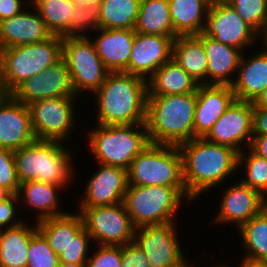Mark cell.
Wrapping results in <instances>:
<instances>
[{"instance_id":"9c48e42d","label":"cell","mask_w":267,"mask_h":267,"mask_svg":"<svg viewBox=\"0 0 267 267\" xmlns=\"http://www.w3.org/2000/svg\"><path fill=\"white\" fill-rule=\"evenodd\" d=\"M62 59L68 67L77 96L83 95L86 91L92 95L110 73L88 36L63 37Z\"/></svg>"},{"instance_id":"8d00e7d4","label":"cell","mask_w":267,"mask_h":267,"mask_svg":"<svg viewBox=\"0 0 267 267\" xmlns=\"http://www.w3.org/2000/svg\"><path fill=\"white\" fill-rule=\"evenodd\" d=\"M91 242V236L83 228L59 255L61 267H86L87 260L91 254L89 251H93L92 245L94 244H91Z\"/></svg>"},{"instance_id":"681fc988","label":"cell","mask_w":267,"mask_h":267,"mask_svg":"<svg viewBox=\"0 0 267 267\" xmlns=\"http://www.w3.org/2000/svg\"><path fill=\"white\" fill-rule=\"evenodd\" d=\"M72 2H74L77 6H87V5H99L101 0H71Z\"/></svg>"},{"instance_id":"d4e9b609","label":"cell","mask_w":267,"mask_h":267,"mask_svg":"<svg viewBox=\"0 0 267 267\" xmlns=\"http://www.w3.org/2000/svg\"><path fill=\"white\" fill-rule=\"evenodd\" d=\"M62 187L41 181H27L19 185L17 196L24 206L37 212L35 223L51 217L62 216L67 212L60 208L61 201L58 196ZM57 191H59L57 193ZM60 208V209H59Z\"/></svg>"},{"instance_id":"7dc6e473","label":"cell","mask_w":267,"mask_h":267,"mask_svg":"<svg viewBox=\"0 0 267 267\" xmlns=\"http://www.w3.org/2000/svg\"><path fill=\"white\" fill-rule=\"evenodd\" d=\"M240 263L238 267H267V261H254L243 258Z\"/></svg>"},{"instance_id":"9a60e30c","label":"cell","mask_w":267,"mask_h":267,"mask_svg":"<svg viewBox=\"0 0 267 267\" xmlns=\"http://www.w3.org/2000/svg\"><path fill=\"white\" fill-rule=\"evenodd\" d=\"M11 95L25 105L48 98L79 97L63 59L20 84Z\"/></svg>"},{"instance_id":"52a82bcc","label":"cell","mask_w":267,"mask_h":267,"mask_svg":"<svg viewBox=\"0 0 267 267\" xmlns=\"http://www.w3.org/2000/svg\"><path fill=\"white\" fill-rule=\"evenodd\" d=\"M61 36L48 40L0 49V77L11 94L25 80L40 74L62 59Z\"/></svg>"},{"instance_id":"4dcf8cb0","label":"cell","mask_w":267,"mask_h":267,"mask_svg":"<svg viewBox=\"0 0 267 267\" xmlns=\"http://www.w3.org/2000/svg\"><path fill=\"white\" fill-rule=\"evenodd\" d=\"M134 31L175 40L178 36L174 33L168 0H141Z\"/></svg>"},{"instance_id":"ab89813d","label":"cell","mask_w":267,"mask_h":267,"mask_svg":"<svg viewBox=\"0 0 267 267\" xmlns=\"http://www.w3.org/2000/svg\"><path fill=\"white\" fill-rule=\"evenodd\" d=\"M99 28V5L75 6L73 13V37L88 36V30Z\"/></svg>"},{"instance_id":"d6a6232c","label":"cell","mask_w":267,"mask_h":267,"mask_svg":"<svg viewBox=\"0 0 267 267\" xmlns=\"http://www.w3.org/2000/svg\"><path fill=\"white\" fill-rule=\"evenodd\" d=\"M141 0H101L99 28L134 29Z\"/></svg>"},{"instance_id":"5b68a950","label":"cell","mask_w":267,"mask_h":267,"mask_svg":"<svg viewBox=\"0 0 267 267\" xmlns=\"http://www.w3.org/2000/svg\"><path fill=\"white\" fill-rule=\"evenodd\" d=\"M184 202L191 205L186 187H168L162 185H128L123 203L133 225L137 228L145 225L173 223L178 210ZM177 213V214H176Z\"/></svg>"},{"instance_id":"cb8c5ba5","label":"cell","mask_w":267,"mask_h":267,"mask_svg":"<svg viewBox=\"0 0 267 267\" xmlns=\"http://www.w3.org/2000/svg\"><path fill=\"white\" fill-rule=\"evenodd\" d=\"M202 42L207 56V84L232 85L238 70L242 51L224 45L203 33L196 35Z\"/></svg>"},{"instance_id":"ee69618b","label":"cell","mask_w":267,"mask_h":267,"mask_svg":"<svg viewBox=\"0 0 267 267\" xmlns=\"http://www.w3.org/2000/svg\"><path fill=\"white\" fill-rule=\"evenodd\" d=\"M29 4L30 0H0V22L20 14Z\"/></svg>"},{"instance_id":"2e32d148","label":"cell","mask_w":267,"mask_h":267,"mask_svg":"<svg viewBox=\"0 0 267 267\" xmlns=\"http://www.w3.org/2000/svg\"><path fill=\"white\" fill-rule=\"evenodd\" d=\"M221 192L220 207L211 221L212 224L222 223L220 225L222 226L231 223L239 229L267 206V199L264 196L241 181L227 186Z\"/></svg>"},{"instance_id":"7bdbcfd3","label":"cell","mask_w":267,"mask_h":267,"mask_svg":"<svg viewBox=\"0 0 267 267\" xmlns=\"http://www.w3.org/2000/svg\"><path fill=\"white\" fill-rule=\"evenodd\" d=\"M121 267H150L146 253L134 241L121 246Z\"/></svg>"},{"instance_id":"db71d44e","label":"cell","mask_w":267,"mask_h":267,"mask_svg":"<svg viewBox=\"0 0 267 267\" xmlns=\"http://www.w3.org/2000/svg\"><path fill=\"white\" fill-rule=\"evenodd\" d=\"M211 2H214V1H223V0H210Z\"/></svg>"},{"instance_id":"4fadbf2b","label":"cell","mask_w":267,"mask_h":267,"mask_svg":"<svg viewBox=\"0 0 267 267\" xmlns=\"http://www.w3.org/2000/svg\"><path fill=\"white\" fill-rule=\"evenodd\" d=\"M175 223L145 225L135 229L134 242L146 253L150 267H183L188 261L183 254Z\"/></svg>"},{"instance_id":"836d02e7","label":"cell","mask_w":267,"mask_h":267,"mask_svg":"<svg viewBox=\"0 0 267 267\" xmlns=\"http://www.w3.org/2000/svg\"><path fill=\"white\" fill-rule=\"evenodd\" d=\"M237 231L245 251L244 258L267 261V206Z\"/></svg>"},{"instance_id":"5bb4252c","label":"cell","mask_w":267,"mask_h":267,"mask_svg":"<svg viewBox=\"0 0 267 267\" xmlns=\"http://www.w3.org/2000/svg\"><path fill=\"white\" fill-rule=\"evenodd\" d=\"M252 122L253 102L235 100L204 138L240 153L250 147L253 137Z\"/></svg>"},{"instance_id":"e0dca14e","label":"cell","mask_w":267,"mask_h":267,"mask_svg":"<svg viewBox=\"0 0 267 267\" xmlns=\"http://www.w3.org/2000/svg\"><path fill=\"white\" fill-rule=\"evenodd\" d=\"M84 186L78 207L109 206L122 203L128 188L127 170L99 164Z\"/></svg>"},{"instance_id":"f1b7e54d","label":"cell","mask_w":267,"mask_h":267,"mask_svg":"<svg viewBox=\"0 0 267 267\" xmlns=\"http://www.w3.org/2000/svg\"><path fill=\"white\" fill-rule=\"evenodd\" d=\"M172 59L199 85L207 84V56L203 42L196 36H178L172 45Z\"/></svg>"},{"instance_id":"7a4b0ae2","label":"cell","mask_w":267,"mask_h":267,"mask_svg":"<svg viewBox=\"0 0 267 267\" xmlns=\"http://www.w3.org/2000/svg\"><path fill=\"white\" fill-rule=\"evenodd\" d=\"M93 95L97 103L96 125L145 124L148 89L144 78L110 72Z\"/></svg>"},{"instance_id":"44dd1931","label":"cell","mask_w":267,"mask_h":267,"mask_svg":"<svg viewBox=\"0 0 267 267\" xmlns=\"http://www.w3.org/2000/svg\"><path fill=\"white\" fill-rule=\"evenodd\" d=\"M51 37L45 22L31 4L20 14L0 22V49L42 42Z\"/></svg>"},{"instance_id":"7402d4cb","label":"cell","mask_w":267,"mask_h":267,"mask_svg":"<svg viewBox=\"0 0 267 267\" xmlns=\"http://www.w3.org/2000/svg\"><path fill=\"white\" fill-rule=\"evenodd\" d=\"M261 44L262 49L249 53L250 58H245L244 53L241 55L237 78L234 77L231 85L238 101L254 102L267 88V40Z\"/></svg>"},{"instance_id":"816d5d0a","label":"cell","mask_w":267,"mask_h":267,"mask_svg":"<svg viewBox=\"0 0 267 267\" xmlns=\"http://www.w3.org/2000/svg\"><path fill=\"white\" fill-rule=\"evenodd\" d=\"M188 263H190V264H188ZM194 265V263L193 264H191V262H186L184 265H183V267H195V266H193ZM199 267V266H198ZM205 267V266H204ZM208 267V266H207Z\"/></svg>"},{"instance_id":"e575fe53","label":"cell","mask_w":267,"mask_h":267,"mask_svg":"<svg viewBox=\"0 0 267 267\" xmlns=\"http://www.w3.org/2000/svg\"><path fill=\"white\" fill-rule=\"evenodd\" d=\"M249 149V150H248ZM248 152H247V151ZM238 154V169L245 171L244 177L239 179L243 184L257 190L267 199V159L246 148ZM243 166V167H242Z\"/></svg>"},{"instance_id":"ac0fdd59","label":"cell","mask_w":267,"mask_h":267,"mask_svg":"<svg viewBox=\"0 0 267 267\" xmlns=\"http://www.w3.org/2000/svg\"><path fill=\"white\" fill-rule=\"evenodd\" d=\"M173 41L170 36L136 33L129 65L124 73L148 80L158 68L172 58Z\"/></svg>"},{"instance_id":"f546056e","label":"cell","mask_w":267,"mask_h":267,"mask_svg":"<svg viewBox=\"0 0 267 267\" xmlns=\"http://www.w3.org/2000/svg\"><path fill=\"white\" fill-rule=\"evenodd\" d=\"M38 231L48 241L49 246L59 256L71 240L84 228L79 212H68L62 216L51 217L36 223Z\"/></svg>"},{"instance_id":"6da1fadb","label":"cell","mask_w":267,"mask_h":267,"mask_svg":"<svg viewBox=\"0 0 267 267\" xmlns=\"http://www.w3.org/2000/svg\"><path fill=\"white\" fill-rule=\"evenodd\" d=\"M178 147L182 154L184 183L193 204L204 192L224 184L238 171L239 153L233 148L205 138H194Z\"/></svg>"},{"instance_id":"4316f807","label":"cell","mask_w":267,"mask_h":267,"mask_svg":"<svg viewBox=\"0 0 267 267\" xmlns=\"http://www.w3.org/2000/svg\"><path fill=\"white\" fill-rule=\"evenodd\" d=\"M199 84L172 58L147 80V96L179 95L196 92Z\"/></svg>"},{"instance_id":"60d3db41","label":"cell","mask_w":267,"mask_h":267,"mask_svg":"<svg viewBox=\"0 0 267 267\" xmlns=\"http://www.w3.org/2000/svg\"><path fill=\"white\" fill-rule=\"evenodd\" d=\"M20 202L17 194H0V231L5 228L17 226L26 221L25 218L22 220L18 218L20 217L19 210L22 208L20 206H23V204L20 205ZM18 211L19 213L17 214Z\"/></svg>"},{"instance_id":"8992f818","label":"cell","mask_w":267,"mask_h":267,"mask_svg":"<svg viewBox=\"0 0 267 267\" xmlns=\"http://www.w3.org/2000/svg\"><path fill=\"white\" fill-rule=\"evenodd\" d=\"M89 130L88 147L97 165L127 170L132 160L150 144L146 124L95 125Z\"/></svg>"},{"instance_id":"277c9868","label":"cell","mask_w":267,"mask_h":267,"mask_svg":"<svg viewBox=\"0 0 267 267\" xmlns=\"http://www.w3.org/2000/svg\"><path fill=\"white\" fill-rule=\"evenodd\" d=\"M62 143L36 139L27 146L14 150L20 184L36 180L67 189L74 180L76 168H73L75 158L72 154L76 153L68 150Z\"/></svg>"},{"instance_id":"603a6c76","label":"cell","mask_w":267,"mask_h":267,"mask_svg":"<svg viewBox=\"0 0 267 267\" xmlns=\"http://www.w3.org/2000/svg\"><path fill=\"white\" fill-rule=\"evenodd\" d=\"M96 32L97 37H88L94 43L102 63L110 72H124L129 65L136 34L134 29L98 28Z\"/></svg>"},{"instance_id":"f907efd6","label":"cell","mask_w":267,"mask_h":267,"mask_svg":"<svg viewBox=\"0 0 267 267\" xmlns=\"http://www.w3.org/2000/svg\"><path fill=\"white\" fill-rule=\"evenodd\" d=\"M9 94L6 92L3 82L0 77V102L3 101Z\"/></svg>"},{"instance_id":"74e56055","label":"cell","mask_w":267,"mask_h":267,"mask_svg":"<svg viewBox=\"0 0 267 267\" xmlns=\"http://www.w3.org/2000/svg\"><path fill=\"white\" fill-rule=\"evenodd\" d=\"M27 267H61L59 256L39 231L31 238Z\"/></svg>"},{"instance_id":"30bf717a","label":"cell","mask_w":267,"mask_h":267,"mask_svg":"<svg viewBox=\"0 0 267 267\" xmlns=\"http://www.w3.org/2000/svg\"><path fill=\"white\" fill-rule=\"evenodd\" d=\"M84 228L97 245L123 246L134 241L135 229L124 203L78 207Z\"/></svg>"},{"instance_id":"7c38bea8","label":"cell","mask_w":267,"mask_h":267,"mask_svg":"<svg viewBox=\"0 0 267 267\" xmlns=\"http://www.w3.org/2000/svg\"><path fill=\"white\" fill-rule=\"evenodd\" d=\"M203 34L244 53L256 41H264L225 0L211 3Z\"/></svg>"},{"instance_id":"b9f144b4","label":"cell","mask_w":267,"mask_h":267,"mask_svg":"<svg viewBox=\"0 0 267 267\" xmlns=\"http://www.w3.org/2000/svg\"><path fill=\"white\" fill-rule=\"evenodd\" d=\"M86 267H121V246L97 245Z\"/></svg>"},{"instance_id":"f5cc1de1","label":"cell","mask_w":267,"mask_h":267,"mask_svg":"<svg viewBox=\"0 0 267 267\" xmlns=\"http://www.w3.org/2000/svg\"><path fill=\"white\" fill-rule=\"evenodd\" d=\"M229 265V266H228ZM228 265H221V264H219V265H217L216 267H233V265L231 266L230 264H228ZM208 267H210V266H208ZM213 267H215V266H213Z\"/></svg>"},{"instance_id":"c3c4849f","label":"cell","mask_w":267,"mask_h":267,"mask_svg":"<svg viewBox=\"0 0 267 267\" xmlns=\"http://www.w3.org/2000/svg\"><path fill=\"white\" fill-rule=\"evenodd\" d=\"M255 107L267 108V88L260 94V96L253 102Z\"/></svg>"},{"instance_id":"1f68e13d","label":"cell","mask_w":267,"mask_h":267,"mask_svg":"<svg viewBox=\"0 0 267 267\" xmlns=\"http://www.w3.org/2000/svg\"><path fill=\"white\" fill-rule=\"evenodd\" d=\"M52 36L73 37V13L76 4L71 0H30Z\"/></svg>"},{"instance_id":"d6986e66","label":"cell","mask_w":267,"mask_h":267,"mask_svg":"<svg viewBox=\"0 0 267 267\" xmlns=\"http://www.w3.org/2000/svg\"><path fill=\"white\" fill-rule=\"evenodd\" d=\"M34 140L28 105L9 94L0 102V147L14 151Z\"/></svg>"},{"instance_id":"bcb514c9","label":"cell","mask_w":267,"mask_h":267,"mask_svg":"<svg viewBox=\"0 0 267 267\" xmlns=\"http://www.w3.org/2000/svg\"><path fill=\"white\" fill-rule=\"evenodd\" d=\"M249 148L257 155L267 159V135H253Z\"/></svg>"},{"instance_id":"83f0119b","label":"cell","mask_w":267,"mask_h":267,"mask_svg":"<svg viewBox=\"0 0 267 267\" xmlns=\"http://www.w3.org/2000/svg\"><path fill=\"white\" fill-rule=\"evenodd\" d=\"M171 22L177 36L203 33L210 0H168Z\"/></svg>"},{"instance_id":"d590c367","label":"cell","mask_w":267,"mask_h":267,"mask_svg":"<svg viewBox=\"0 0 267 267\" xmlns=\"http://www.w3.org/2000/svg\"><path fill=\"white\" fill-rule=\"evenodd\" d=\"M264 40H267V0H225Z\"/></svg>"},{"instance_id":"ba28073f","label":"cell","mask_w":267,"mask_h":267,"mask_svg":"<svg viewBox=\"0 0 267 267\" xmlns=\"http://www.w3.org/2000/svg\"><path fill=\"white\" fill-rule=\"evenodd\" d=\"M128 185L186 187L178 146L149 144L127 169Z\"/></svg>"},{"instance_id":"3957f363","label":"cell","mask_w":267,"mask_h":267,"mask_svg":"<svg viewBox=\"0 0 267 267\" xmlns=\"http://www.w3.org/2000/svg\"><path fill=\"white\" fill-rule=\"evenodd\" d=\"M197 93L147 96L146 127L151 144L175 145L194 139Z\"/></svg>"},{"instance_id":"484cf974","label":"cell","mask_w":267,"mask_h":267,"mask_svg":"<svg viewBox=\"0 0 267 267\" xmlns=\"http://www.w3.org/2000/svg\"><path fill=\"white\" fill-rule=\"evenodd\" d=\"M32 224L24 221L0 231V267H27L29 244L38 232Z\"/></svg>"},{"instance_id":"f6af8a7d","label":"cell","mask_w":267,"mask_h":267,"mask_svg":"<svg viewBox=\"0 0 267 267\" xmlns=\"http://www.w3.org/2000/svg\"><path fill=\"white\" fill-rule=\"evenodd\" d=\"M253 135H267V108L253 105Z\"/></svg>"},{"instance_id":"ffe728a7","label":"cell","mask_w":267,"mask_h":267,"mask_svg":"<svg viewBox=\"0 0 267 267\" xmlns=\"http://www.w3.org/2000/svg\"><path fill=\"white\" fill-rule=\"evenodd\" d=\"M196 93L194 138H204L236 99L230 85L200 84Z\"/></svg>"},{"instance_id":"8fae6325","label":"cell","mask_w":267,"mask_h":267,"mask_svg":"<svg viewBox=\"0 0 267 267\" xmlns=\"http://www.w3.org/2000/svg\"><path fill=\"white\" fill-rule=\"evenodd\" d=\"M78 97H57L34 101L28 105L36 139L66 143L76 127L74 104ZM75 117V118H74ZM74 125V126H73Z\"/></svg>"},{"instance_id":"f35d334b","label":"cell","mask_w":267,"mask_h":267,"mask_svg":"<svg viewBox=\"0 0 267 267\" xmlns=\"http://www.w3.org/2000/svg\"><path fill=\"white\" fill-rule=\"evenodd\" d=\"M19 185L14 152L0 147V194H17Z\"/></svg>"}]
</instances>
